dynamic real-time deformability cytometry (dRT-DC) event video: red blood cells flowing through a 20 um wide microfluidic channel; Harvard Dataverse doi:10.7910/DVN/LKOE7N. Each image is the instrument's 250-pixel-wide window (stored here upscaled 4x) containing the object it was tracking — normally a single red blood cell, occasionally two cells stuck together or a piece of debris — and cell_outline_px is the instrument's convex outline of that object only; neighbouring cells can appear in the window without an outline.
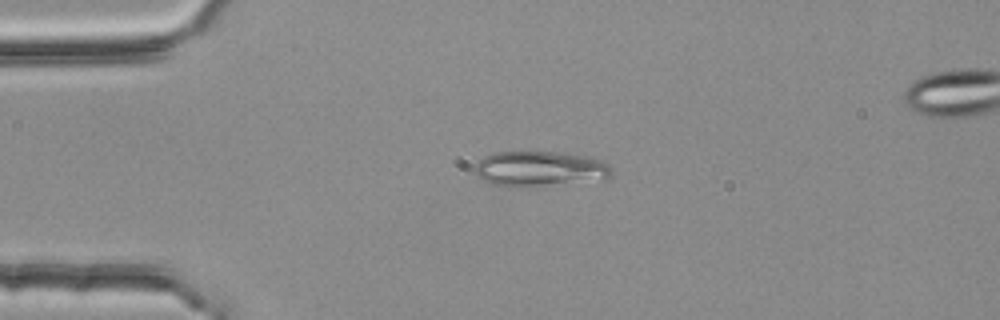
{"species": "common noctule bat (a hibernating species)", "species_latin": "Nyctalus noctula", "temperature_condition": "room temperature", "stored_images_in_passage": 3, "camera_frame_rate_fps": 3000, "um_per_image_px": 0.085, "animal": {"sex": "female", "body_mass_g": 25.1}, "frame": {"image": 1, "passage_image": 2, "time_ms": 0.333, "image_size_px": [1000, 320], "cell_outline_px": [[612, 176], [604, 180], [524, 188], [516, 188], [496, 184], [484, 180], [476, 176], [476, 164], [484, 156], [496, 152], [556, 152], [584, 156], [600, 160], [608, 164], [612, 168]], "centroid_in_image_um": [45.93, 14.38], "position_along_channel_um": 39.1, "area_um2": 28.38}}